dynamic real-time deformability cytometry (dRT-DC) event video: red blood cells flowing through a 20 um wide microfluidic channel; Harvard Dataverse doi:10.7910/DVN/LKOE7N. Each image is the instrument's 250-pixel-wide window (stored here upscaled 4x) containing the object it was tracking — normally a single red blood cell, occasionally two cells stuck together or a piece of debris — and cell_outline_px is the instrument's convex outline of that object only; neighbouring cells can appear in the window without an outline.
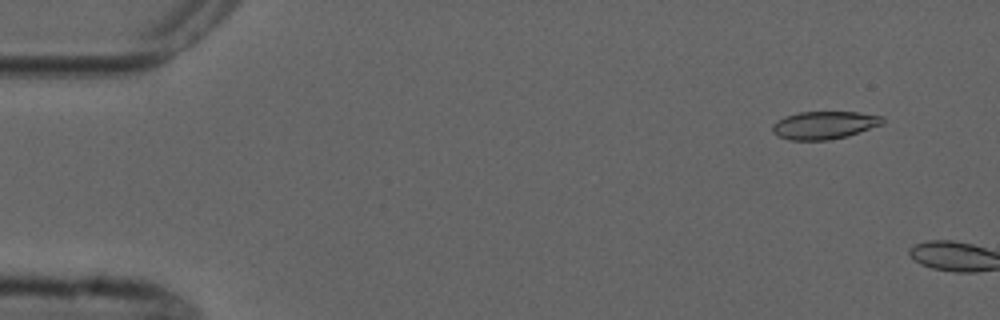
{"species": "common noctule bat (a hibernating species)", "species_latin": "Nyctalus noctula", "temperature_condition": "cold", "stored_images_in_passage": 2, "camera_frame_rate_fps": 3000, "um_per_image_px": 0.085, "animal": {"sex": "male", "forearm_length_mm": 52.5}, "frame": {"image": 1, "passage_image": 1, "time_ms": 0.0, "image_size_px": [1000, 320], "cell_outline_px": [[884, 124], [848, 136], [828, 140], [788, 140], [776, 136], [772, 132], [772, 124], [776, 120], [784, 116], [800, 112], [856, 112], [884, 116]], "centroid_in_image_um": [70.04, 10.64], "position_along_channel_um": 15.0, "area_um2": 18.15}}